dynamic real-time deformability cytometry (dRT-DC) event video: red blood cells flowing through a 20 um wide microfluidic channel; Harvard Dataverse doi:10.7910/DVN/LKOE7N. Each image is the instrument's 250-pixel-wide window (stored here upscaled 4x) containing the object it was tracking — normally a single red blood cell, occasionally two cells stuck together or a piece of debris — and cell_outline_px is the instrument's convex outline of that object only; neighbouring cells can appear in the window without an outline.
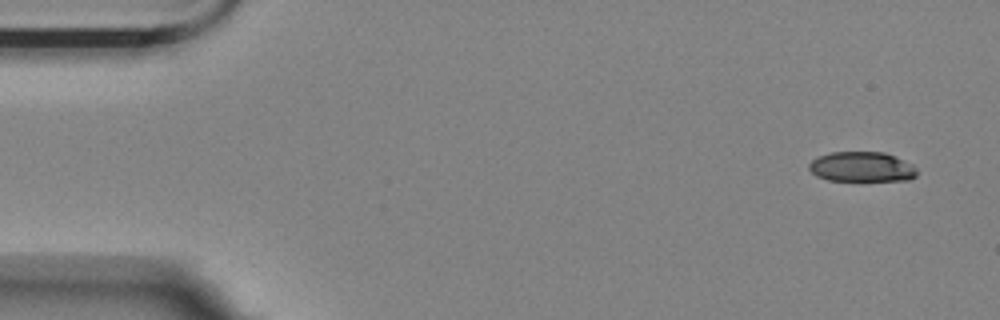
{"species": "Egyptian fruit bat (a non-hibernating species)", "species_latin": "Rousettus aegyptiacus", "temperature_condition": "room temperature", "stored_images_in_passage": 5, "camera_frame_rate_fps": 3000, "um_per_image_px": 0.085, "animal": {"sex": "female"}, "frame": {"image": 1, "passage_image": 1, "time_ms": 0.0, "image_size_px": [1000, 320], "cell_outline_px": [[916, 176], [912, 180], [860, 184], [828, 180], [816, 176], [808, 168], [808, 164], [816, 156], [828, 152], [884, 152], [896, 156], [912, 164], [916, 168]], "centroid_in_image_um": [73.26, 14.24], "position_along_channel_um": 11.7, "area_um2": 20.23}}